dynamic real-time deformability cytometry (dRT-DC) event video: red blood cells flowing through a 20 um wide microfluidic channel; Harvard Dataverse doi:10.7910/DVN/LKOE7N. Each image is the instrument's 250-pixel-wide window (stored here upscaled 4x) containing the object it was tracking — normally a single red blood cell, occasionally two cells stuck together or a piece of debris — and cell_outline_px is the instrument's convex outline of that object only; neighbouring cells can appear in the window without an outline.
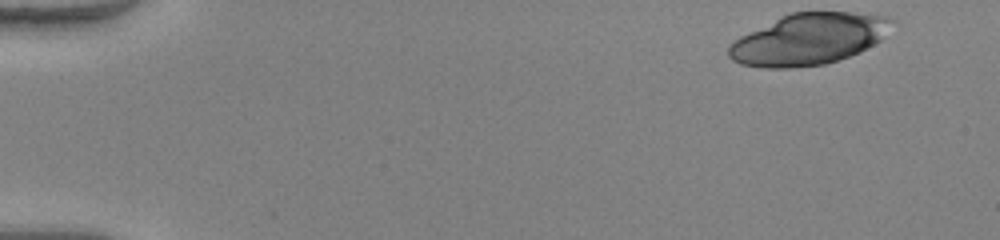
{"species": "human", "species_latin": "Homo sapiens", "temperature_condition": "warm", "stored_images_in_passage": 47, "camera_frame_rate_fps": 3000, "um_per_image_px": 0.085, "donor": {"sex": "female"}, "frame": {"image": 1, "passage_image": 1, "time_ms": 0.0, "image_size_px": [1000, 240], "cell_outline_px": [[896, 20], [880, 40], [860, 52], [824, 64], [792, 68], [764, 68], [740, 64], [732, 60], [728, 56], [728, 44], [740, 36], [792, 12], [852, 12], [888, 16]], "centroid_in_image_um": [68.73, 3.33], "position_along_channel_um": 16.3, "area_um2": 48.55}}